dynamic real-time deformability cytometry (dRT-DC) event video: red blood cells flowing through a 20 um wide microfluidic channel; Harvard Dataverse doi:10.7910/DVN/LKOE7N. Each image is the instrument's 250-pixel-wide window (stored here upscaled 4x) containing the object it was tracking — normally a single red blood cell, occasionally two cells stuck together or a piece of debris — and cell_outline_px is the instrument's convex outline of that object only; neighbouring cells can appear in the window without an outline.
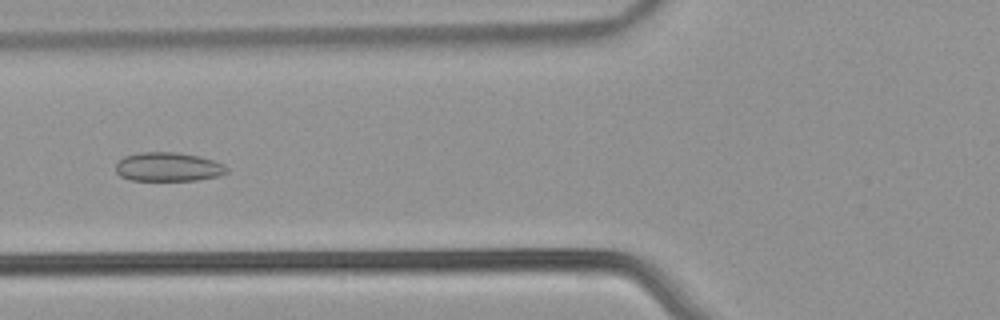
{"species": "common noctule bat (a hibernating species)", "species_latin": "Nyctalus noctula", "temperature_condition": "warm", "stored_images_in_passage": 41, "camera_frame_rate_fps": 3000, "um_per_image_px": 0.085, "animal": {"sex": "male", "body_mass_g": 21.5, "forearm_length_mm": 52.0}, "frame": {"image": 1, "passage_image": 13, "time_ms": 4.0, "image_size_px": [1000, 320], "cell_outline_px": [[228, 172], [220, 176], [196, 180], [128, 180], [120, 176], [116, 172], [116, 164], [124, 156], [140, 152], [176, 152], [200, 156], [224, 164], [228, 168]], "centroid_in_image_um": [14.31, 14.18], "position_along_channel_um": 111.5, "area_um2": 18.84}}
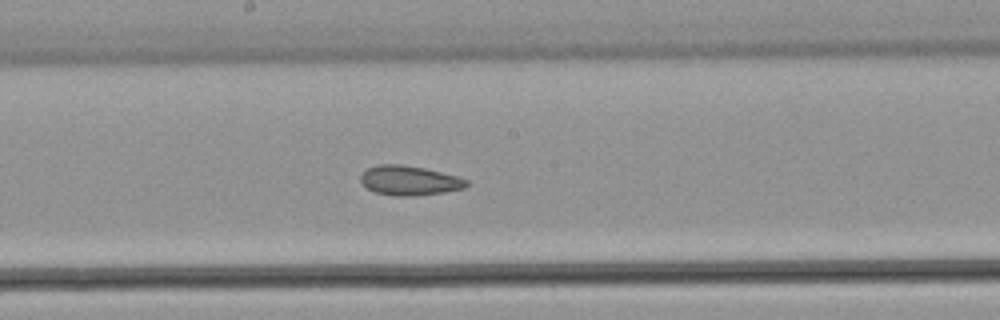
{"frame": {"image": 2, "passage_image": 21, "time_ms": 6.667, "image_size_px": [1000, 320], "cell_outline_px": [[468, 184], [464, 188], [444, 192], [416, 196], [396, 196], [376, 192], [368, 188], [360, 180], [360, 176], [368, 168], [380, 164], [400, 164], [424, 168], [456, 176], [468, 180]], "centroid_in_image_um": [34.8, 15.35], "position_along_channel_um": 213.4, "area_um2": 18.03}}
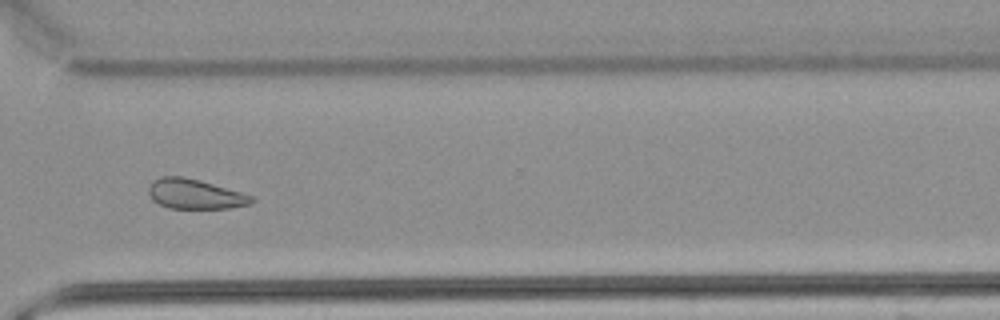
{"frame": {"image": 3, "passage_image": 32, "time_ms": 10.333, "image_size_px": [1000, 320], "cell_outline_px": [[256, 200], [248, 204], [232, 208], [168, 208], [152, 200], [148, 192], [148, 188], [152, 180], [160, 176], [184, 176], [200, 180], [240, 192], [252, 196]], "centroid_in_image_um": [16.53, 16.48], "position_along_channel_um": 354.1, "area_um2": 17.92}, "authors_computed_cell_mechanics": {"area_um2": 18.8428, "velocity_mm_per_s": 3.8188, "shape_relaxation_time_tau1_ms": null, "shape_relaxation_time_tau2_ms": 3.258, "deformation_change_tau1": null, "deformation_change_tau2": 0.0856}}